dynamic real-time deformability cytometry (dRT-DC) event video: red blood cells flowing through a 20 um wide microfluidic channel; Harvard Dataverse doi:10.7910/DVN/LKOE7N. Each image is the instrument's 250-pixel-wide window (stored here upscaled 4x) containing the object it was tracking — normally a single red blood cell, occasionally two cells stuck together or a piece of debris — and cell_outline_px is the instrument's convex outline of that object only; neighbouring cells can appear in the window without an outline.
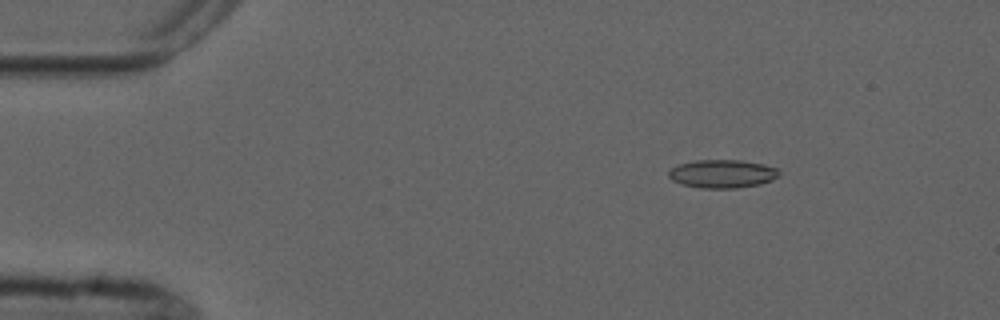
{"species": "common noctule bat (a hibernating species)", "species_latin": "Nyctalus noctula", "temperature_condition": "cold", "stored_images_in_passage": 6, "camera_frame_rate_fps": 3000, "um_per_image_px": 0.085, "animal": {"sex": "male", "forearm_length_mm": 52.5}, "frame": {"image": 1, "passage_image": 3, "time_ms": 2.333, "image_size_px": [1000, 320], "cell_outline_px": [[780, 172], [772, 180], [760, 184], [736, 188], [700, 188], [684, 184], [672, 180], [668, 176], [668, 172], [676, 164], [696, 160], [740, 160], [764, 164], [776, 168]], "centroid_in_image_um": [61.38, 14.76], "position_along_channel_um": 23.6, "area_um2": 18.15}}
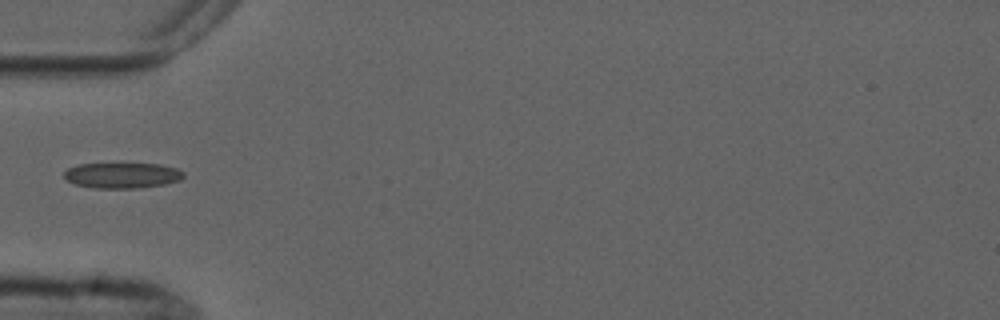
{"frame": {"image": 2, "passage_image": 6, "time_ms": 5.667, "image_size_px": [1000, 320], "cell_outline_px": [[184, 176], [180, 180], [164, 184], [136, 188], [96, 188], [76, 184], [68, 180], [64, 176], [64, 172], [68, 168], [80, 164], [112, 160], [160, 164], [176, 168], [184, 172]], "centroid_in_image_um": [10.38, 14.84], "position_along_channel_um": 74.6, "area_um2": 18.73}}